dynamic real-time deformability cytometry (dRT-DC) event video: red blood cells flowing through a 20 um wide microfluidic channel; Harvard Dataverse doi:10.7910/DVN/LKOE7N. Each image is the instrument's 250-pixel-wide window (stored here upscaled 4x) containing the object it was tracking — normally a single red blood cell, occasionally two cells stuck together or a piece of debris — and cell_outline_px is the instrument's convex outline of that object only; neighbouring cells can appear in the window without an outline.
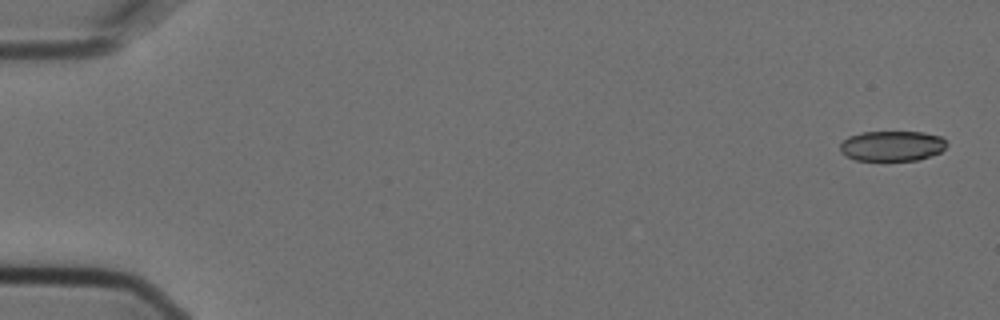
{"species": "Egyptian fruit bat (a non-hibernating species)", "species_latin": "Rousettus aegyptiacus", "temperature_condition": "cold", "stored_images_in_passage": 4, "segment_of_instrument_passage": [2, 2], "camera_frame_rate_fps": 3000, "um_per_image_px": 0.085, "animal": {"sex": "female"}, "frame": {"image": 1, "passage_image": 4, "time_ms": 1.0, "image_size_px": [1000, 320], "cell_outline_px": [[948, 144], [940, 152], [916, 160], [856, 160], [840, 152], [840, 144], [848, 136], [860, 132], [924, 132], [940, 136]], "centroid_in_image_um": [75.8, 12.39], "position_along_channel_um": 9.2, "area_um2": 18.67}}